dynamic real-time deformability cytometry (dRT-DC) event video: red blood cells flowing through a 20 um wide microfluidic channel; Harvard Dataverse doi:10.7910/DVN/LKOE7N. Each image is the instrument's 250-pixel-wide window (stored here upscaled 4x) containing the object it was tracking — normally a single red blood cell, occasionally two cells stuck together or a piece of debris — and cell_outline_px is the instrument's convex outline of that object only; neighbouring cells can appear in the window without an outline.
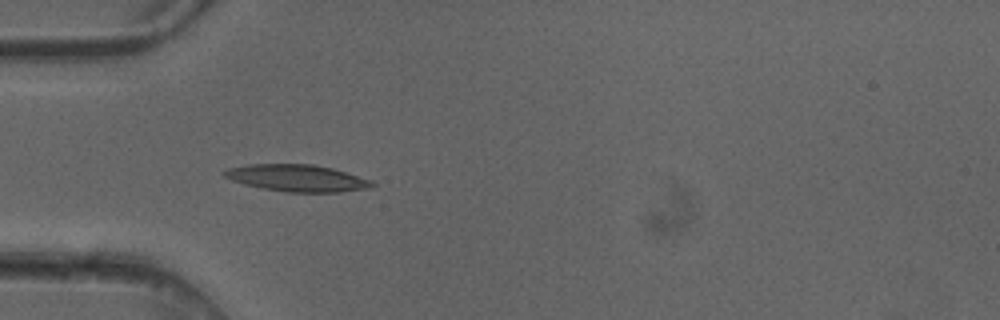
{"species": "common noctule bat (a hibernating species)", "species_latin": "Nyctalus noctula", "temperature_condition": "cold", "stored_images_in_passage": 5, "camera_frame_rate_fps": 3000, "um_per_image_px": 0.085, "animal": {"sex": "female"}, "frame": {"image": 1, "passage_image": 4, "time_ms": 1.0, "image_size_px": [1000, 320], "cell_outline_px": [[376, 184], [372, 188], [340, 192], [284, 192], [260, 188], [244, 184], [232, 180], [224, 176], [220, 172], [228, 168], [248, 164], [312, 164], [332, 168], [372, 180]], "centroid_in_image_um": [25.25, 15.14], "position_along_channel_um": 59.7, "area_um2": 23.35}}
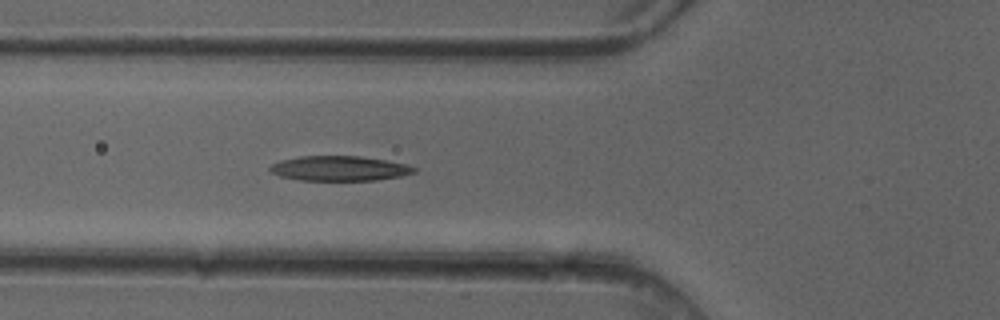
{"frame": {"image": 2, "passage_image": 5, "time_ms": 1.333, "image_size_px": [1000, 320], "cell_outline_px": [[416, 172], [400, 176], [376, 180], [300, 180], [280, 176], [272, 172], [268, 168], [272, 164], [280, 160], [300, 156], [360, 156], [408, 164], [416, 168]], "centroid_in_image_um": [28.85, 14.31], "position_along_channel_um": 97.0, "area_um2": 20.81}}